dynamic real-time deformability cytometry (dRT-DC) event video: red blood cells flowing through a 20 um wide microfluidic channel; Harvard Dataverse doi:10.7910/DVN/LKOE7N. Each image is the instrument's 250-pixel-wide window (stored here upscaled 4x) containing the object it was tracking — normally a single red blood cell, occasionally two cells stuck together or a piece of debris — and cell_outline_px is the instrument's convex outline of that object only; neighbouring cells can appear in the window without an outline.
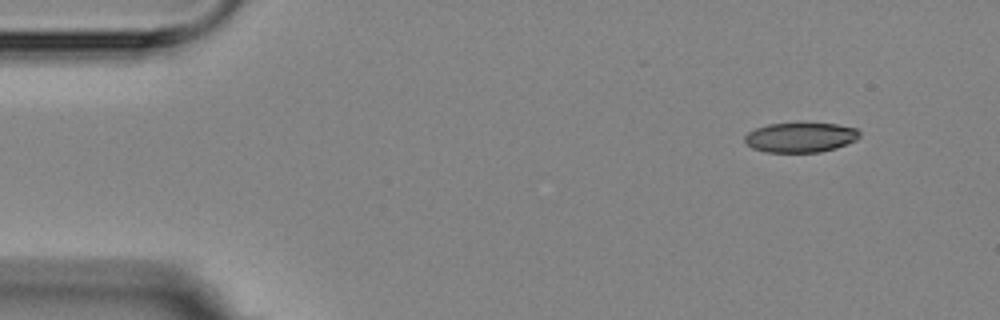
{"species": "Egyptian fruit bat (a non-hibernating species)", "species_latin": "Rousettus aegyptiacus", "temperature_condition": "room temperature", "stored_images_in_passage": 4, "camera_frame_rate_fps": 3000, "um_per_image_px": 0.085, "animal": {"sex": "female"}, "frame": {"image": 1, "passage_image": 1, "time_ms": 0.0, "image_size_px": [1000, 320], "cell_outline_px": [[860, 136], [856, 140], [836, 148], [820, 152], [764, 152], [752, 148], [744, 140], [744, 136], [748, 132], [756, 128], [768, 124], [836, 124], [856, 128], [860, 132]], "centroid_in_image_um": [68.04, 11.69], "position_along_channel_um": 17.0, "area_um2": 19.77}}
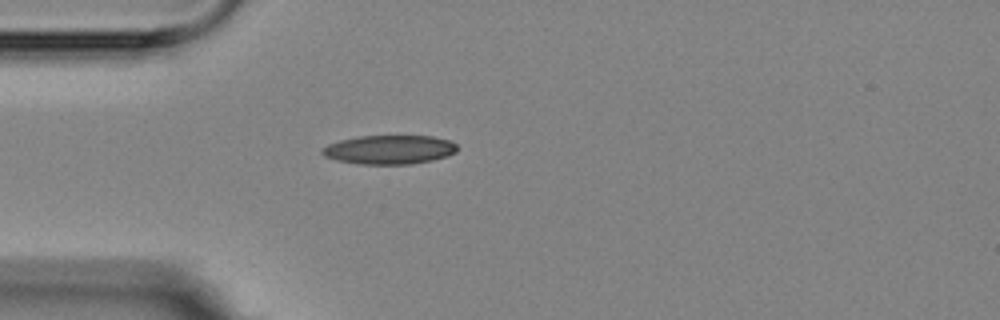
{"frame": {"image": 2, "passage_image": 4, "time_ms": 3.333, "image_size_px": [1000, 320], "cell_outline_px": [[456, 152], [448, 156], [432, 160], [408, 164], [360, 164], [336, 160], [324, 156], [320, 152], [320, 148], [328, 144], [340, 140], [360, 136], [432, 136], [452, 140], [456, 144]], "centroid_in_image_um": [33.08, 12.71], "position_along_channel_um": 51.9, "area_um2": 22.89}}